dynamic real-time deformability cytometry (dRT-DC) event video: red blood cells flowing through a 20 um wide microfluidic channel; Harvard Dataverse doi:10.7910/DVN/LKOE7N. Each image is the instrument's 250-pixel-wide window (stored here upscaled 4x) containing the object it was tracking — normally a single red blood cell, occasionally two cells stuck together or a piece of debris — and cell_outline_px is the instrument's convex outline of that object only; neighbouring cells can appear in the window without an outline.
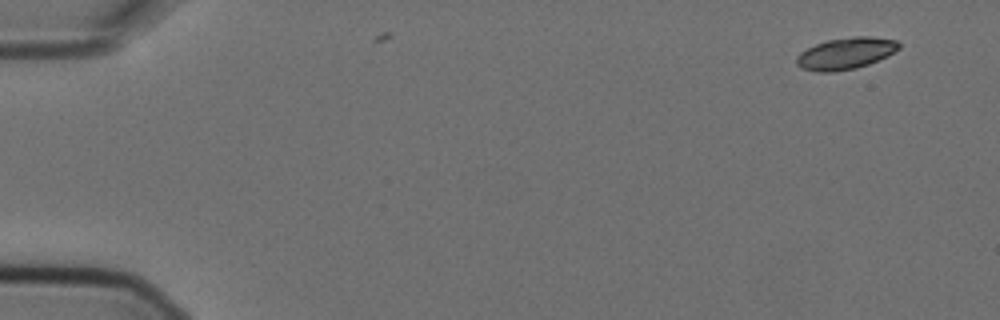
{"species": "Egyptian fruit bat (a non-hibernating species)", "species_latin": "Rousettus aegyptiacus", "temperature_condition": "cold", "stored_images_in_passage": 5, "camera_frame_rate_fps": 3000, "um_per_image_px": 0.085, "animal": {"sex": "female"}, "frame": {"image": 1, "passage_image": 1, "time_ms": 0.0, "image_size_px": [1000, 320], "cell_outline_px": [[900, 48], [888, 56], [868, 64], [856, 68], [832, 72], [816, 72], [804, 68], [796, 64], [796, 56], [800, 52], [816, 44], [828, 40], [852, 36], [872, 36], [896, 40], [900, 44]], "centroid_in_image_um": [71.9, 4.53], "position_along_channel_um": 13.1, "area_um2": 18.9}}
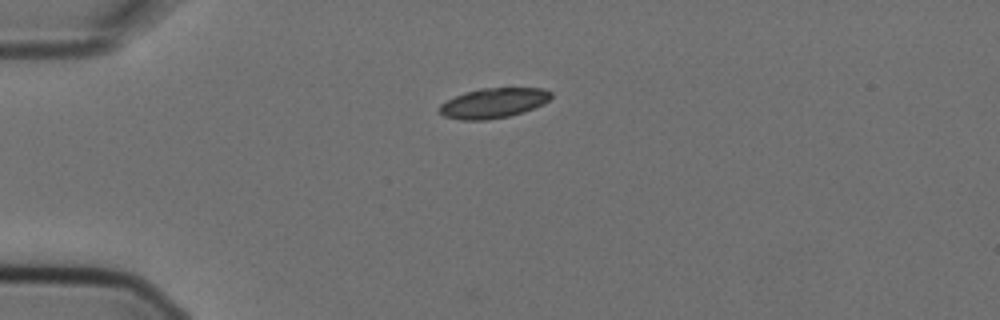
{"frame": {"image": 2, "passage_image": 4, "time_ms": 1.0, "image_size_px": [1000, 320], "cell_outline_px": [[552, 96], [544, 104], [524, 112], [508, 116], [488, 120], [460, 120], [444, 116], [436, 108], [440, 104], [464, 92], [480, 88], [544, 88], [552, 92]], "centroid_in_image_um": [41.94, 8.76], "position_along_channel_um": 43.1, "area_um2": 19.65}}